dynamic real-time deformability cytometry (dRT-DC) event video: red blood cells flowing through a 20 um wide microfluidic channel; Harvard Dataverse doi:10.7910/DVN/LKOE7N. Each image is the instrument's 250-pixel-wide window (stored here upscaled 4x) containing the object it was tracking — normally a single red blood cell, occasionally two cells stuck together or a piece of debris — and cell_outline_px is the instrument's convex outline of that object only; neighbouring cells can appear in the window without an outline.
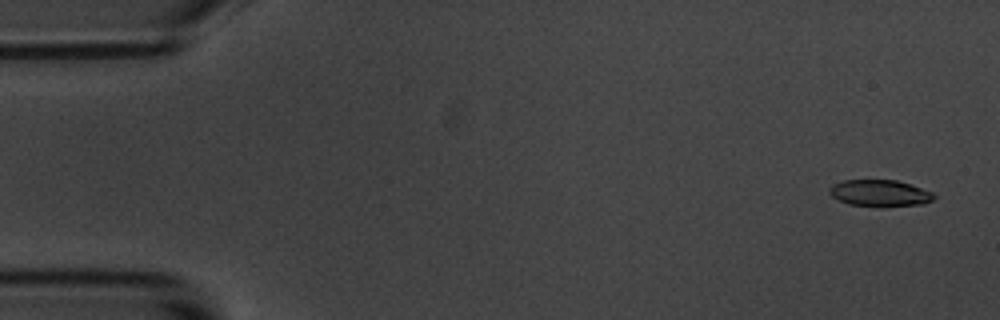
{"species": "common noctule bat (a hibernating species)", "species_latin": "Nyctalus noctula", "temperature_condition": "room temperature", "stored_images_in_passage": 5, "segment_of_instrument_passage": [2, 2], "camera_frame_rate_fps": 3000, "um_per_image_px": 0.085, "animal": {"sex": "male", "body_mass_g": 20.1, "forearm_length_mm": 53.5}, "frame": {"image": 1, "passage_image": 5, "time_ms": 4.667, "image_size_px": [1000, 320], "cell_outline_px": [[936, 196], [932, 200], [924, 204], [848, 204], [832, 196], [828, 192], [828, 188], [832, 184], [844, 180], [896, 180], [932, 192]], "centroid_in_image_um": [74.74, 16.37], "position_along_channel_um": 10.3, "area_um2": 15.37}}